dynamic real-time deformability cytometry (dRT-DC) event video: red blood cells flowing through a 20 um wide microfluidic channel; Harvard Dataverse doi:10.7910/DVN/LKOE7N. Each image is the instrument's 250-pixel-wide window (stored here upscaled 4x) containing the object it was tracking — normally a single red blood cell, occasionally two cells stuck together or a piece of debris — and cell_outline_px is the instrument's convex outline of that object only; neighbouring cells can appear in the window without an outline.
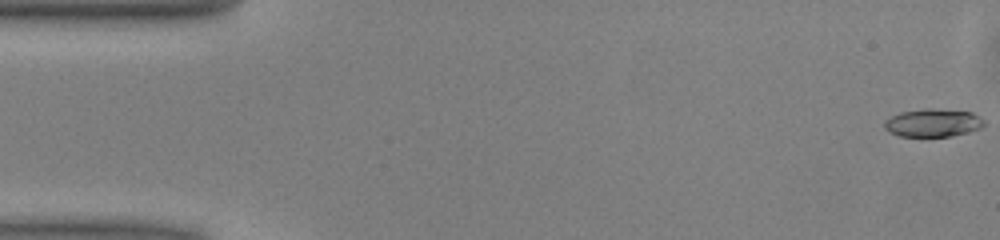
{"species": "common noctule bat (a hibernating species)", "species_latin": "Nyctalus noctula", "temperature_condition": "warm", "stored_images_in_passage": 12, "camera_frame_rate_fps": 3000, "um_per_image_px": 0.085, "animal": {"sex": "male", "body_mass_g": 13.0, "forearm_length_mm": 53.1}, "frame": {"image": 1, "passage_image": 1, "time_ms": 0.0, "image_size_px": [1000, 240], "cell_outline_px": [[984, 124], [980, 128], [968, 132], [952, 136], [900, 136], [888, 132], [884, 128], [884, 120], [900, 112], [928, 108], [972, 112], [984, 120]], "centroid_in_image_um": [79.27, 10.44], "position_along_channel_um": 5.7, "area_um2": 16.18}}